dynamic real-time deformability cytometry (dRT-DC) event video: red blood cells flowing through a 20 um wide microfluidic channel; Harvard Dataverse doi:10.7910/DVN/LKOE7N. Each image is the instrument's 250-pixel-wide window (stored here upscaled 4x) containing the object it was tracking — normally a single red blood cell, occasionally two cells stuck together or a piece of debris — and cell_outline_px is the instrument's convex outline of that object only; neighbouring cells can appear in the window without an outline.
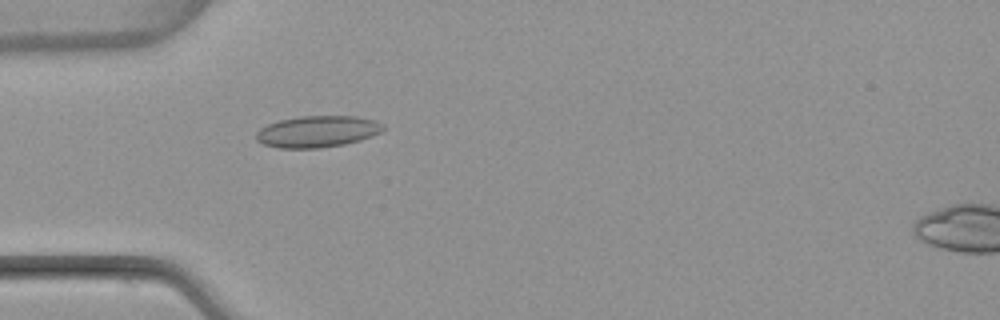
{"species": "common noctule bat (a hibernating species)", "species_latin": "Nyctalus noctula", "temperature_condition": "warm", "stored_images_in_passage": 4, "camera_frame_rate_fps": 3000, "um_per_image_px": 0.085, "animal": {"sex": "female", "body_mass_g": 22.7, "forearm_length_mm": 54.2}, "frame": {"image": 1, "passage_image": 4, "time_ms": 4.667, "image_size_px": [1000, 320], "cell_outline_px": [[384, 128], [380, 132], [372, 136], [360, 140], [344, 144], [316, 148], [280, 148], [264, 144], [256, 140], [256, 132], [260, 128], [268, 124], [280, 120], [300, 116], [356, 116], [376, 120], [384, 124]], "centroid_in_image_um": [26.99, 11.17], "position_along_channel_um": 58.0, "area_um2": 23.29}}